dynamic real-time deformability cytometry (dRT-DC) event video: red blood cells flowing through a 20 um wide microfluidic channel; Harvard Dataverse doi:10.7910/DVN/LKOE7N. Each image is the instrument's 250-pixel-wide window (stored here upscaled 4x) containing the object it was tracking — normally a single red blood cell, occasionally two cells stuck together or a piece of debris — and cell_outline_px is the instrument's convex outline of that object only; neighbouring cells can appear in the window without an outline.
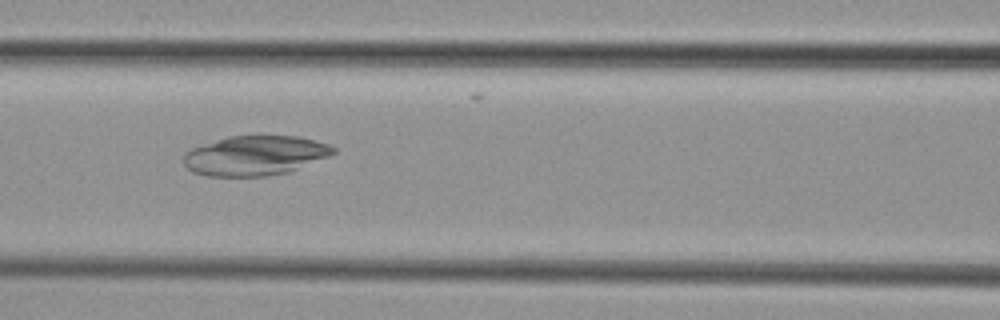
{"species": "common noctule bat (a hibernating species)", "species_latin": "Nyctalus noctula", "temperature_condition": "cold", "stored_images_in_passage": 5, "camera_frame_rate_fps": 3000, "um_per_image_px": 0.085, "animal": {"sex": "female", "body_mass_g": 29.2, "forearm_length_mm": 56.3}, "frame": {"image": 1, "passage_image": 3, "time_ms": 2.333, "image_size_px": [1000, 320], "cell_outline_px": [[336, 152], [328, 156], [288, 172], [268, 176], [208, 176], [192, 172], [184, 164], [184, 152], [192, 148], [228, 136], [300, 136], [328, 144], [336, 148]], "centroid_in_image_um": [21.67, 13.22], "position_along_channel_um": 144.9, "area_um2": 34.45}}
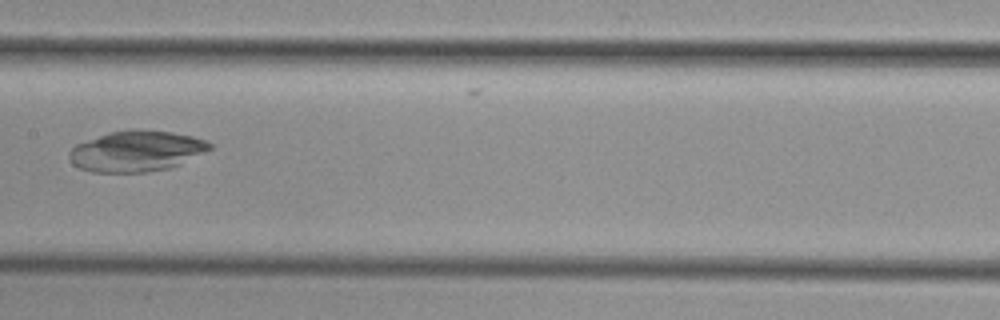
{"frame": {"image": 2, "passage_image": 4, "time_ms": 3.667, "image_size_px": [1000, 320], "cell_outline_px": [[212, 148], [180, 164], [168, 168], [148, 172], [92, 172], [80, 168], [72, 164], [68, 156], [68, 152], [76, 144], [108, 132], [128, 128], [140, 128], [172, 132], [192, 136], [204, 140], [212, 144]], "centroid_in_image_um": [11.56, 12.82], "position_along_channel_um": 195.8, "area_um2": 33.64}}
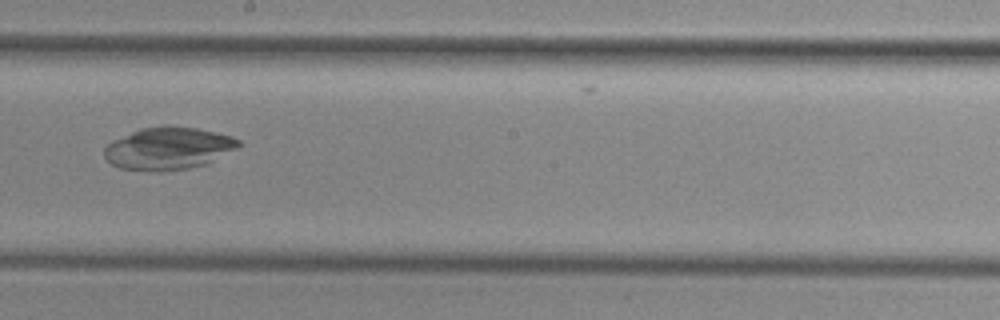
{"frame": {"image": 3, "passage_image": 5, "time_ms": 4.667, "image_size_px": [1000, 320], "cell_outline_px": [[240, 144], [236, 148], [208, 164], [188, 168], [160, 172], [120, 168], [112, 164], [104, 156], [104, 148], [112, 140], [140, 128], [164, 124], [168, 124], [196, 128], [232, 136], [240, 140]], "centroid_in_image_um": [14.29, 12.6], "position_along_channel_um": 233.9, "area_um2": 33.47}}